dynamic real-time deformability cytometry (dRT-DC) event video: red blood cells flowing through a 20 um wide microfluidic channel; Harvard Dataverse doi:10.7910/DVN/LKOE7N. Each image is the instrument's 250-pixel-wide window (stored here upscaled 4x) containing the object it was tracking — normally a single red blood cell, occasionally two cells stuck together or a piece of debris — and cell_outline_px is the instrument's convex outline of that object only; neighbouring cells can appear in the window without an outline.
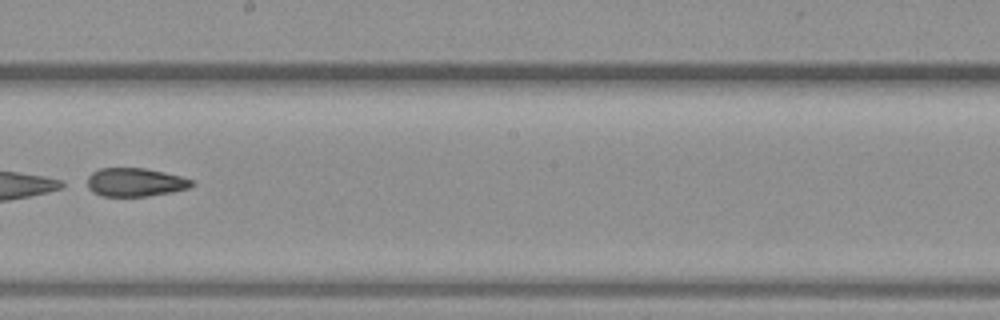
{"species": "common noctule bat (a hibernating species)", "species_latin": "Nyctalus noctula", "temperature_condition": "warm", "stored_images_in_passage": 34, "camera_frame_rate_fps": 3000, "um_per_image_px": 0.085, "animal": {"sex": "female", "body_mass_g": 19.3, "forearm_length_mm": 54.1}, "frame": {"image": 1, "passage_image": 15, "time_ms": 4.667, "image_size_px": [1000, 320], "cell_outline_px": [[196, 184], [188, 188], [172, 192], [148, 196], [100, 196], [92, 192], [88, 188], [88, 176], [92, 172], [100, 168], [144, 168], [164, 172], [180, 176], [192, 180]], "centroid_in_image_um": [11.48, 15.49], "position_along_channel_um": 236.7, "area_um2": 17.4}}